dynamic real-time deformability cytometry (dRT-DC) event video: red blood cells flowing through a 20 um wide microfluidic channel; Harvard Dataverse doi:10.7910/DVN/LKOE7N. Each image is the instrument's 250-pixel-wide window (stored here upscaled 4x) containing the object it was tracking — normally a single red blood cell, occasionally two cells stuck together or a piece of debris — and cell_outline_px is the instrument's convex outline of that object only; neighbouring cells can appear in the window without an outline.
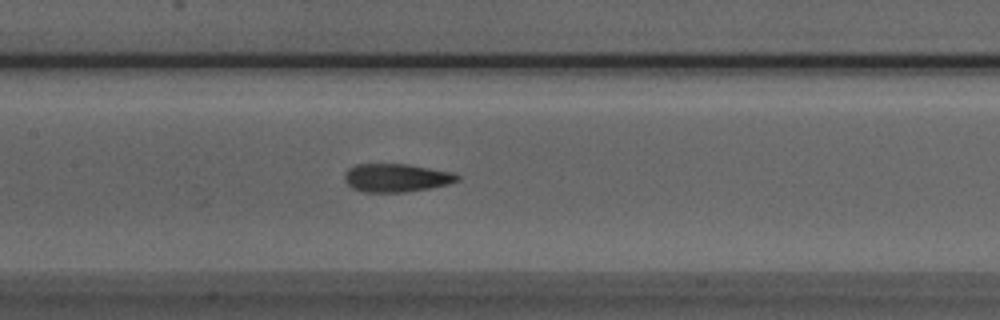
{"species": "Egyptian fruit bat (a non-hibernating species)", "species_latin": "Rousettus aegyptiacus", "temperature_condition": "room temperature", "stored_images_in_passage": 43, "camera_frame_rate_fps": 3000, "um_per_image_px": 0.085, "animal": {"sex": "male"}, "frame": {"image": 1, "passage_image": 15, "time_ms": 4.667, "image_size_px": [1000, 320], "cell_outline_px": [[460, 180], [448, 184], [428, 188], [404, 192], [364, 192], [352, 188], [344, 180], [344, 176], [348, 168], [356, 164], [408, 164], [452, 172], [460, 176]], "centroid_in_image_um": [33.68, 15.11], "position_along_channel_um": 173.7, "area_um2": 18.55}}
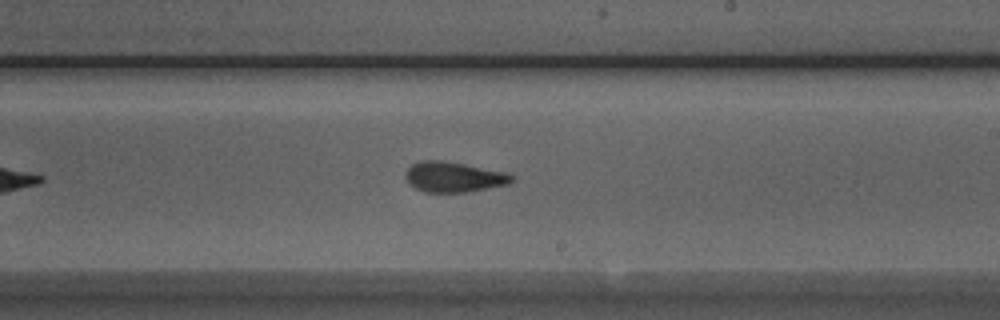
{"frame": {"image": 2, "passage_image": 21, "time_ms": 6.667, "image_size_px": [1000, 320], "cell_outline_px": [[516, 180], [508, 184], [468, 192], [424, 192], [416, 188], [404, 176], [404, 172], [412, 164], [420, 160], [444, 160], [504, 172], [516, 176]], "centroid_in_image_um": [38.58, 15.04], "position_along_channel_um": 250.4, "area_um2": 18.79}}
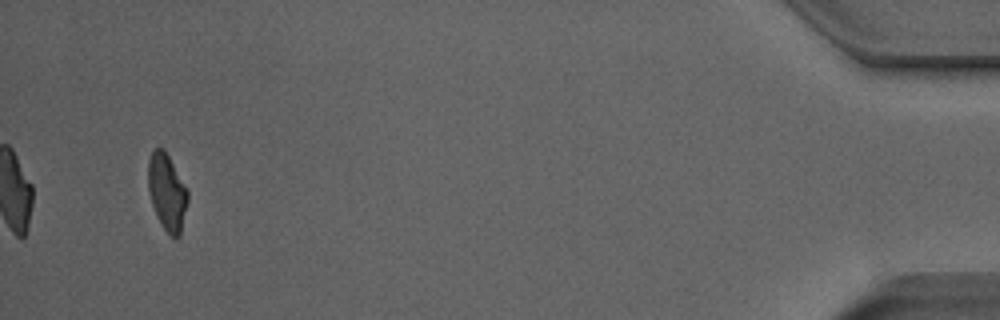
{"frame": {"image": 3, "passage_image": 41, "time_ms": 13.333, "image_size_px": [1000, 320], "cell_outline_px": [[188, 204], [180, 236], [176, 240], [160, 224], [152, 204], [148, 192], [148, 160], [152, 152], [156, 148], [164, 148], [188, 188]], "centroid_in_image_um": [14.22, 16.34], "position_along_channel_um": 421.0, "area_um2": 17.98}, "authors_computed_cell_mechanics": {"area_um2": 18.6694, "velocity_mm_per_s": 3.8476, "shape_relaxation_time_tau1_ms": 4.9423, "shape_relaxation_time_tau2_ms": 1.342, "deformation_change_tau1": 0.1644, "deformation_change_tau2": 0.0823}}